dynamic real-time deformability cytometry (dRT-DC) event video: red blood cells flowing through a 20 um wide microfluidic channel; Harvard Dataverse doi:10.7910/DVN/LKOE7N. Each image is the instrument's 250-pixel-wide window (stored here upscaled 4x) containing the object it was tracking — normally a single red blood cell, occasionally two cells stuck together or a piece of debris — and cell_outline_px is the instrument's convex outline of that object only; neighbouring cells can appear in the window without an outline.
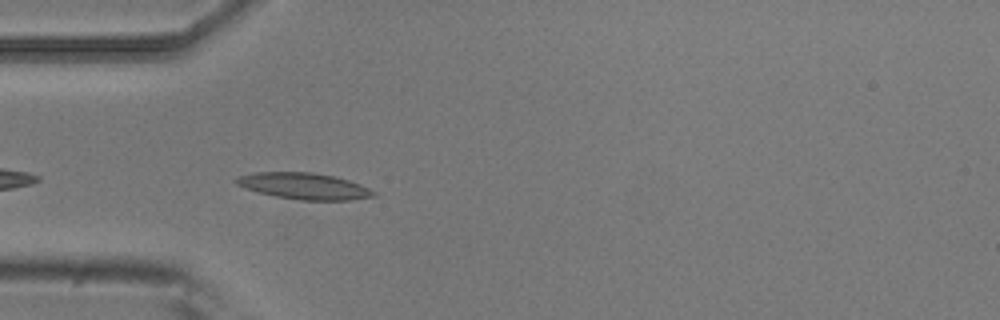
{"species": "common noctule bat (a hibernating species)", "species_latin": "Nyctalus noctula", "temperature_condition": "room temperature", "stored_images_in_passage": 4, "camera_frame_rate_fps": 3000, "um_per_image_px": 0.085, "animal": {"sex": "male", "body_mass_g": 20.5, "forearm_length_mm": 52.5}, "frame": {"image": 1, "passage_image": 4, "time_ms": 1.0, "image_size_px": [1000, 320], "cell_outline_px": [[376, 196], [352, 200], [300, 200], [276, 196], [260, 192], [236, 184], [232, 180], [236, 176], [256, 172], [312, 172], [332, 176], [348, 180], [360, 184], [376, 192]], "centroid_in_image_um": [25.84, 15.81], "position_along_channel_um": 59.2, "area_um2": 20.98}}